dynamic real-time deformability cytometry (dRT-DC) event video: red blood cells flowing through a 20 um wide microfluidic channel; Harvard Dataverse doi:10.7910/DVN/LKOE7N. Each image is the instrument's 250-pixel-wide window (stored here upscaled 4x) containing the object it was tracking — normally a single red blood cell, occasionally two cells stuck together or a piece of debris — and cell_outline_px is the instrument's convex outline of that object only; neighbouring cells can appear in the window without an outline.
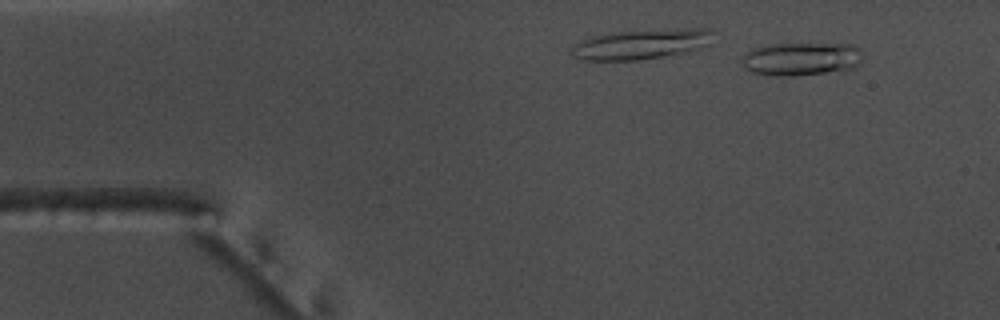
{"species": "common noctule bat (a hibernating species)", "species_latin": "Nyctalus noctula", "temperature_condition": "warm", "stored_images_in_passage": 15, "camera_frame_rate_fps": 3000, "um_per_image_px": 0.085, "animal": {"sex": "male", "body_mass_g": 17.5, "forearm_length_mm": 52.3}, "frame": {"image": 1, "passage_image": 5, "time_ms": 1.333, "image_size_px": [1000, 320], "cell_outline_px": [[860, 60], [856, 68], [792, 76], [776, 76], [752, 72], [744, 68], [744, 56], [752, 48], [764, 44], [852, 44], [860, 52]], "centroid_in_image_um": [68.07, 5.0], "position_along_channel_um": 16.9, "area_um2": 23.06}}